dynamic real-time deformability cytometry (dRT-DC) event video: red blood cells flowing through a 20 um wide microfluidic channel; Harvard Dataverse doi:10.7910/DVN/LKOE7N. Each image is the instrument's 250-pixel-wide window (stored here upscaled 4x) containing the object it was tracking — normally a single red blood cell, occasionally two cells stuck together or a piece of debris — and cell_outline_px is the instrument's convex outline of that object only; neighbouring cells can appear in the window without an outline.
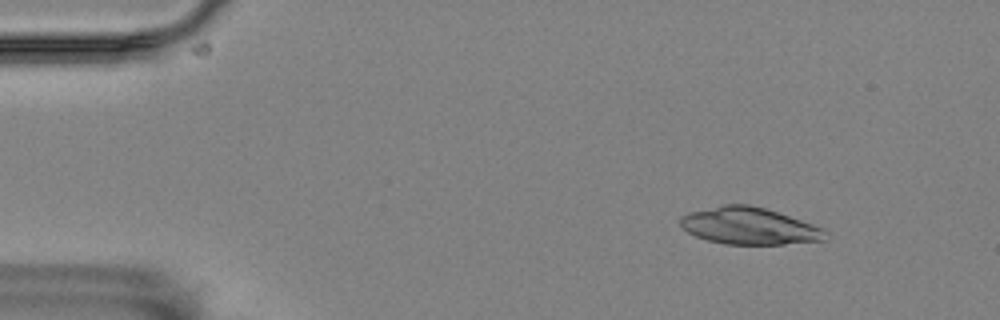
{"species": "Egyptian fruit bat (a non-hibernating species)", "species_latin": "Rousettus aegyptiacus", "temperature_condition": "room temperature", "stored_images_in_passage": 56, "camera_frame_rate_fps": 3000, "um_per_image_px": 0.085, "animal": {"sex": "female"}, "frame": {"image": 1, "passage_image": 7, "time_ms": 2.0, "image_size_px": [1000, 320], "cell_outline_px": [[824, 240], [784, 244], [728, 244], [708, 240], [696, 236], [688, 232], [680, 224], [680, 216], [688, 212], [720, 204], [748, 204], [764, 208], [824, 228]], "centroid_in_image_um": [63.62, 19.19], "position_along_channel_um": 21.4, "area_um2": 30.92}}